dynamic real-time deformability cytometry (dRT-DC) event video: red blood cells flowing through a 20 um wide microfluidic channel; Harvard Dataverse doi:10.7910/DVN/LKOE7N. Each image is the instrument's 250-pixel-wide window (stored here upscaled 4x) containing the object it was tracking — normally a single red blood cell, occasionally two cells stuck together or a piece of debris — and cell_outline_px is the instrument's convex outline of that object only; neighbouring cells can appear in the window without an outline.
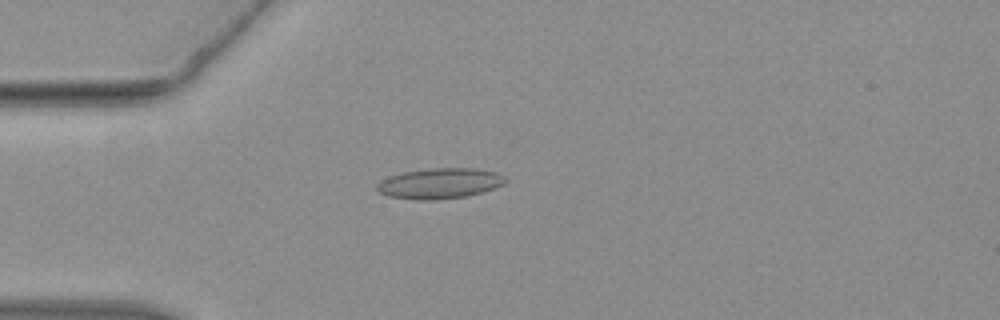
{"species": "common noctule bat (a hibernating species)", "species_latin": "Nyctalus noctula", "temperature_condition": "warm", "stored_images_in_passage": 34, "camera_frame_rate_fps": 3000, "um_per_image_px": 0.085, "animal": {"sex": "female", "body_mass_g": 19.3, "forearm_length_mm": 54.1}, "frame": {"image": 1, "passage_image": 4, "time_ms": 1.0, "image_size_px": [1000, 320], "cell_outline_px": [[508, 180], [504, 184], [468, 196], [436, 200], [416, 200], [388, 196], [380, 192], [376, 188], [376, 184], [380, 180], [388, 176], [404, 172], [432, 168], [476, 168], [496, 172], [504, 176]], "centroid_in_image_um": [37.36, 15.59], "position_along_channel_um": 47.6, "area_um2": 22.89}}
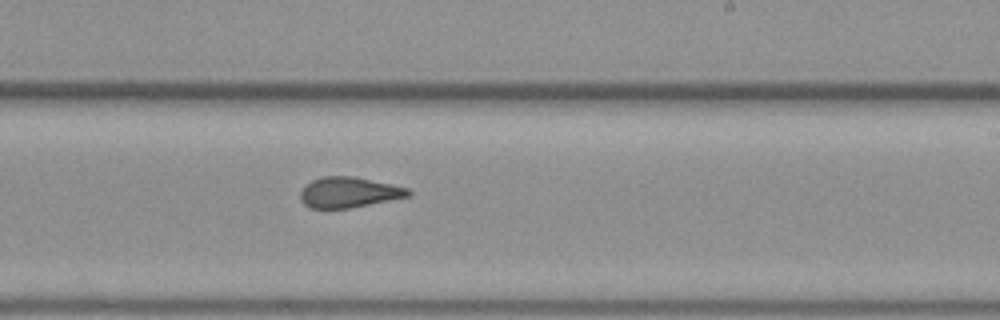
{"frame": {"image": 2, "passage_image": 19, "time_ms": 6.0, "image_size_px": [1000, 320], "cell_outline_px": [[412, 192], [408, 196], [352, 208], [308, 208], [300, 200], [300, 192], [304, 184], [312, 180], [324, 176], [352, 176], [392, 184], [408, 188]], "centroid_in_image_um": [29.61, 16.35], "position_along_channel_um": 259.4, "area_um2": 19.25}}
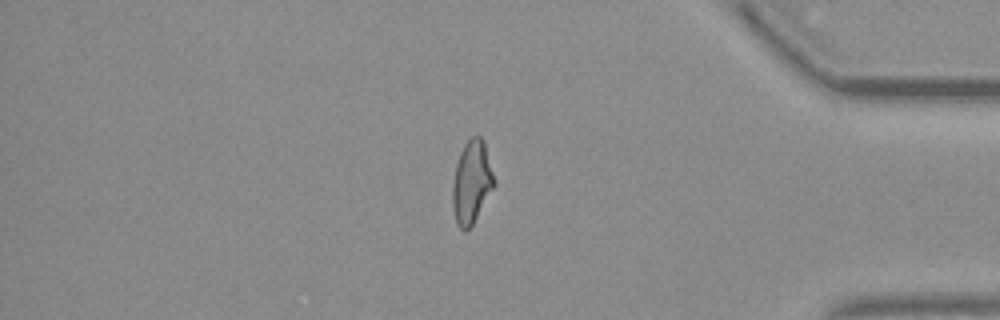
{"frame": {"image": 3, "passage_image": 30, "time_ms": 9.667, "image_size_px": [1000, 320], "cell_outline_px": [[496, 184], [472, 224], [464, 232], [456, 224], [452, 208], [452, 184], [456, 164], [460, 152], [464, 144], [472, 136], [480, 136], [484, 140], [496, 180]], "centroid_in_image_um": [40.09, 15.47], "position_along_channel_um": 395.1, "area_um2": 20.29}}